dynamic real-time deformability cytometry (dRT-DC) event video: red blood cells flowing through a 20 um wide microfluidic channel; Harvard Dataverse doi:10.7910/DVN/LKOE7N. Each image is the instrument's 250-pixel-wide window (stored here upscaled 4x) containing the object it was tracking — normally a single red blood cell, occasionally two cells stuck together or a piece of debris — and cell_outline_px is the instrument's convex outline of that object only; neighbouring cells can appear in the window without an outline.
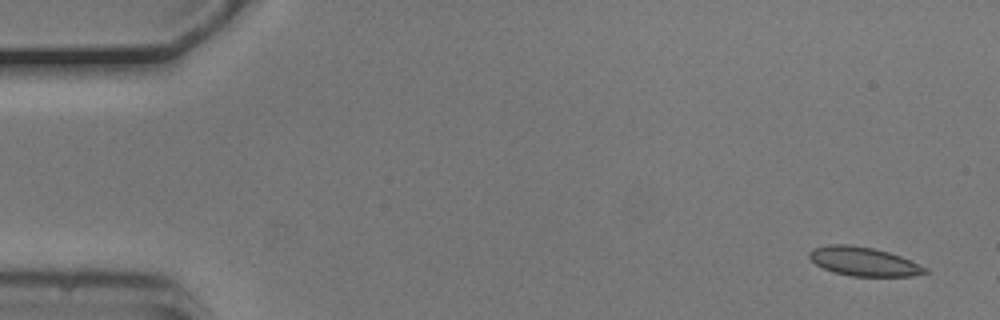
{"species": "common noctule bat (a hibernating species)", "species_latin": "Nyctalus noctula", "temperature_condition": "cold", "stored_images_in_passage": 3, "camera_frame_rate_fps": 3000, "um_per_image_px": 0.085, "animal": {"sex": "male", "body_mass_g": 20.5, "forearm_length_mm": 52.5}, "frame": {"image": 1, "passage_image": 1, "time_ms": 0.0, "image_size_px": [1000, 320], "cell_outline_px": [[932, 272], [912, 276], [852, 276], [832, 272], [816, 264], [808, 256], [808, 252], [812, 248], [828, 244], [848, 244], [872, 248], [888, 252], [900, 256], [928, 268]], "centroid_in_image_um": [73.41, 22.23], "position_along_channel_um": 11.6, "area_um2": 19.54}}